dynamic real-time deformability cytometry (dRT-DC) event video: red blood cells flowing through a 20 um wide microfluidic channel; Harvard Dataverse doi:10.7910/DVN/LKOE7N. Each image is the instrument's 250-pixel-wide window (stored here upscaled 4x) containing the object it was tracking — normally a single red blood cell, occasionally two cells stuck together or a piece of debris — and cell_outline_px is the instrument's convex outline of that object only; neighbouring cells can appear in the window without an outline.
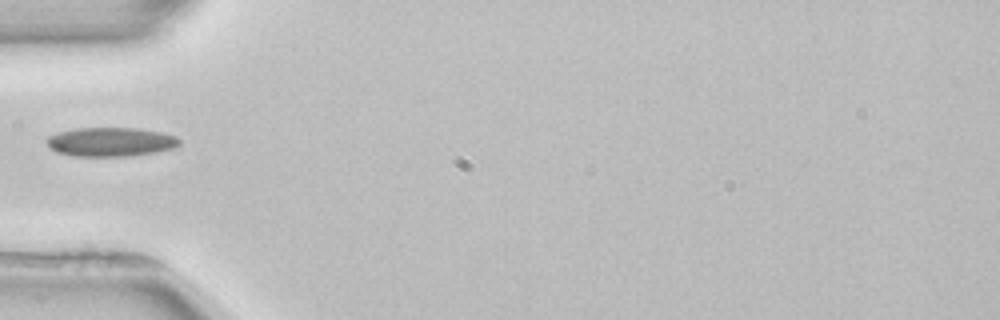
{"species": "common noctule bat (a hibernating species)", "species_latin": "Nyctalus noctula", "temperature_condition": "room temperature", "stored_images_in_passage": 1, "camera_frame_rate_fps": 3000, "um_per_image_px": 0.085, "animal": {"sex": "female", "body_mass_g": 22.7, "forearm_length_mm": 54.2}, "frame": {"image": 1, "passage_image": 1, "time_ms": 0.0, "image_size_px": [1000, 320], "cell_outline_px": [[180, 144], [172, 148], [156, 152], [128, 156], [76, 156], [56, 152], [44, 140], [48, 136], [60, 132], [76, 128], [136, 128], [160, 132], [176, 136], [180, 140]], "centroid_in_image_um": [9.4, 12.06], "position_along_channel_um": 75.6, "area_um2": 22.31}}